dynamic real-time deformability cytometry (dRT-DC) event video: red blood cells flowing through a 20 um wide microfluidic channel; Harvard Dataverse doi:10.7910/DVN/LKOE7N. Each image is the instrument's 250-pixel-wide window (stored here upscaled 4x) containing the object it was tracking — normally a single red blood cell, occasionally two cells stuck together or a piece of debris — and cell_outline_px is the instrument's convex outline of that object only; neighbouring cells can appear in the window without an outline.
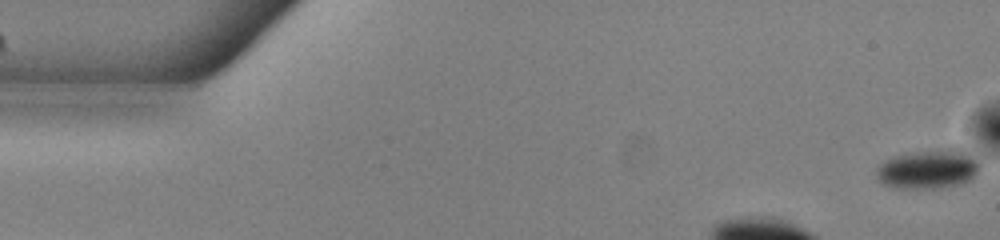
{"species": "common noctule bat (a hibernating species)", "species_latin": "Nyctalus noctula", "temperature_condition": "warm", "stored_images_in_passage": 36, "camera_frame_rate_fps": 3000, "um_per_image_px": 0.085, "animal": {"sex": "male", "body_mass_g": 13.0, "forearm_length_mm": 53.1}, "frame": {"image": 1, "passage_image": 1, "time_ms": 0.0, "image_size_px": [1000, 240], "cell_outline_px": [[980, 168], [968, 180], [960, 184], [940, 188], [892, 188], [880, 184], [876, 176], [876, 168], [884, 160], [896, 156], [920, 152], [964, 152], [976, 160], [980, 164]], "centroid_in_image_um": [78.78, 14.46], "position_along_channel_um": 6.2, "area_um2": 22.6}}
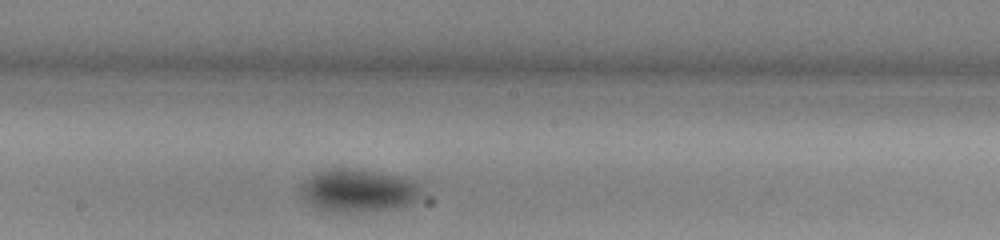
{"frame": {"image": 2, "passage_image": 23, "time_ms": 7.333, "image_size_px": [1000, 240], "cell_outline_px": [[420, 200], [396, 208], [352, 212], [332, 212], [320, 208], [312, 204], [304, 196], [300, 188], [312, 176], [320, 172], [332, 168], [356, 168], [412, 180], [416, 184], [420, 192]], "centroid_in_image_um": [30.49, 16.2], "position_along_channel_um": 217.7, "area_um2": 29.19}}
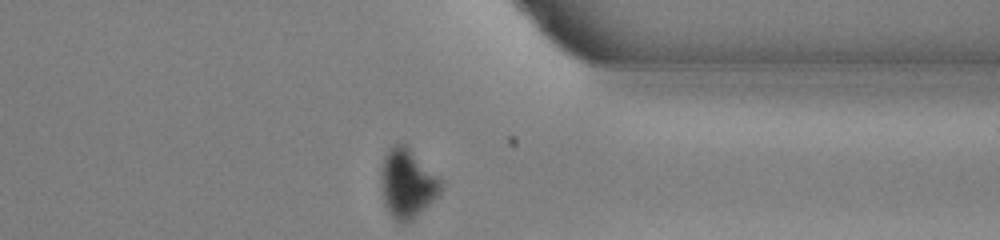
{"frame": {"image": 3, "passage_image": 36, "time_ms": 11.667, "image_size_px": [1000, 240], "cell_outline_px": [[444, 188], [412, 220], [404, 224], [396, 220], [388, 212], [384, 204], [380, 192], [380, 168], [384, 156], [388, 148], [396, 140], [404, 144], [444, 180]], "centroid_in_image_um": [34.59, 15.56], "position_along_channel_um": 376.8, "area_um2": 24.62}, "authors_computed_cell_mechanics": {"area_um2": 28.3798, "velocity_mm_per_s": 3.8434, "shape_relaxation_time_tau1_ms": 1.9332, "shape_relaxation_time_tau2_ms": null, "deformation_change_tau1": 0.0961, "deformation_change_tau2": null}}